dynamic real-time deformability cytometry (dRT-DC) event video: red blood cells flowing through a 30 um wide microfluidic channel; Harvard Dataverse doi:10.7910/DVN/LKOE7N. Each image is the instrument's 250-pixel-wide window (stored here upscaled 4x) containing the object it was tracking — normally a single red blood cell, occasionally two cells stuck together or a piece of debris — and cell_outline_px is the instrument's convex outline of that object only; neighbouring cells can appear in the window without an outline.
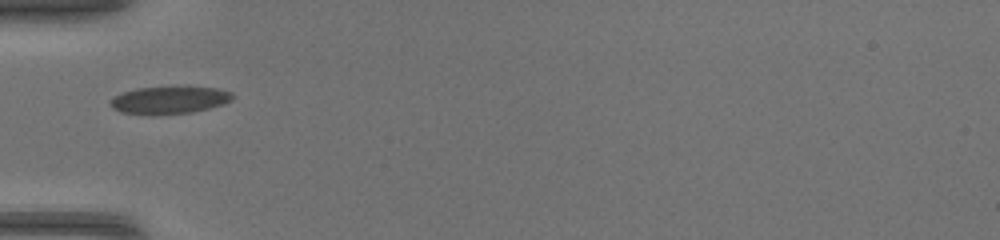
{"species": "common noctule bat (a hibernating species)", "species_latin": "Nyctalus noctula", "temperature_condition": "warm", "stored_images_in_passage": 31, "camera_frame_rate_fps": 3000, "um_per_image_px": 0.085, "animal": {"sex": "female", "body_mass_g": 17.0, "forearm_length_mm": 48.0}, "frame": {"image": 1, "passage_image": 1, "time_ms": 0.0, "image_size_px": [1000, 240], "cell_outline_px": [[236, 96], [232, 100], [224, 104], [192, 112], [152, 116], [120, 112], [112, 108], [108, 104], [108, 100], [112, 96], [136, 88], [172, 84], [188, 84], [216, 88], [232, 92]], "centroid_in_image_um": [14.38, 8.46], "position_along_channel_um": 70.6, "area_um2": 21.04}}
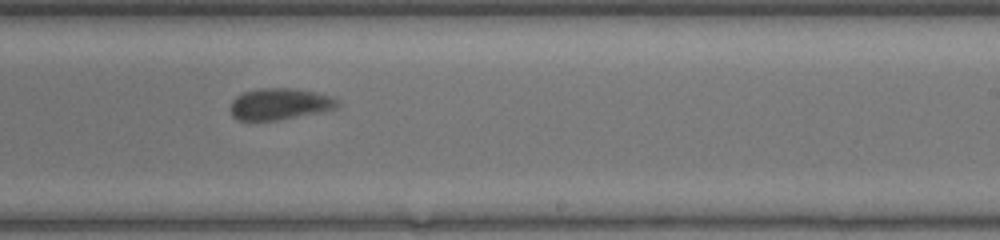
{"frame": {"image": 2, "passage_image": 14, "time_ms": 4.333, "image_size_px": [1000, 240], "cell_outline_px": [[340, 108], [276, 120], [236, 120], [232, 116], [228, 108], [232, 100], [236, 96], [244, 92], [256, 88], [292, 88], [316, 92], [332, 96], [340, 100]], "centroid_in_image_um": [23.77, 8.83], "position_along_channel_um": 265.2, "area_um2": 19.94}}
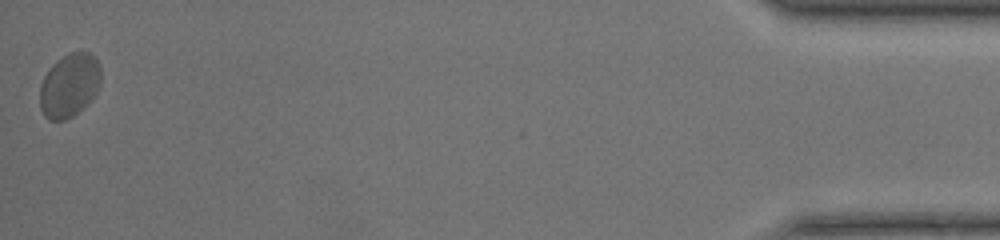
{"frame": {"image": 3, "passage_image": 31, "time_ms": 10.0, "image_size_px": [1000, 240], "cell_outline_px": [[100, 84], [96, 92], [72, 116], [64, 120], [48, 120], [44, 116], [40, 108], [40, 84], [44, 76], [52, 64], [56, 60], [72, 52], [88, 52], [96, 60], [100, 68]], "centroid_in_image_um": [5.85, 7.25], "position_along_channel_um": 429.3, "area_um2": 22.2}}